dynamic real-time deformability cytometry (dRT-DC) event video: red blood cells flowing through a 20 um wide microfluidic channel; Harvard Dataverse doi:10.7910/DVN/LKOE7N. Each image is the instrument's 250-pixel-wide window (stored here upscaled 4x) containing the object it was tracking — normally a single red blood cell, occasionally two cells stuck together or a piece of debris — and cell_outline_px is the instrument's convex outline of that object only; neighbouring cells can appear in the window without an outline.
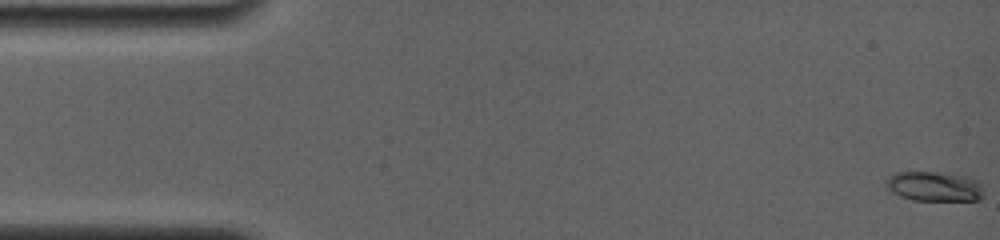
{"species": "common noctule bat (a hibernating species)", "species_latin": "Nyctalus noctula", "temperature_condition": "room temperature", "stored_images_in_passage": 81, "camera_frame_rate_fps": 4000, "um_per_image_px": 0.085, "animal": {"sex": "female", "body_mass_g": 19.0, "forearm_length_mm": 56.7}, "frame": {"image": 1, "passage_image": 1, "time_ms": 0.0, "image_size_px": [1000, 240], "cell_outline_px": [[984, 196], [980, 200], [912, 200], [900, 196], [892, 192], [888, 188], [884, 180], [888, 176], [896, 172], [952, 172], [972, 176], [980, 180], [984, 192]], "centroid_in_image_um": [79.49, 15.82], "position_along_channel_um": 5.5, "area_um2": 17.57}}
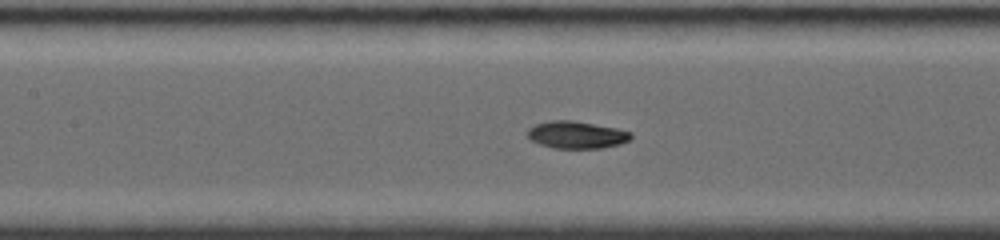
{"frame": {"image": 2, "passage_image": 44, "time_ms": 7.5, "image_size_px": [1000, 240], "cell_outline_px": [[632, 136], [628, 140], [620, 144], [600, 148], [552, 148], [540, 144], [532, 140], [524, 132], [528, 128], [536, 124], [548, 120], [572, 120], [616, 128], [632, 132]], "centroid_in_image_um": [48.97, 11.45], "position_along_channel_um": 158.4, "area_um2": 16.47}}
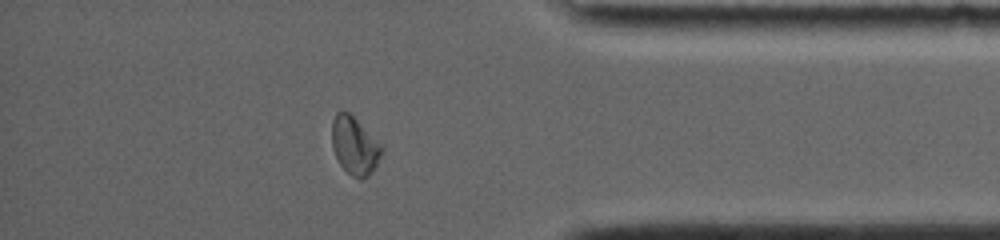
{"frame": {"image": 3, "passage_image": 71, "time_ms": 14.25, "image_size_px": [1000, 240], "cell_outline_px": [[384, 148], [372, 172], [368, 176], [360, 180], [352, 176], [340, 164], [336, 156], [332, 144], [332, 120], [336, 112], [348, 112]], "centroid_in_image_um": [30.13, 12.41], "position_along_channel_um": 405.1, "area_um2": 16.3}, "authors_computed_cell_mechanics": {"area_um2": 15.9528, "velocity_mm_per_s": 3.8136, "shape_relaxation_time_tau1_ms": 6.8796, "shape_relaxation_time_tau2_ms": 3.7896, "deformation_change_tau1": 0.2237, "deformation_change_tau2": 0.0507}}